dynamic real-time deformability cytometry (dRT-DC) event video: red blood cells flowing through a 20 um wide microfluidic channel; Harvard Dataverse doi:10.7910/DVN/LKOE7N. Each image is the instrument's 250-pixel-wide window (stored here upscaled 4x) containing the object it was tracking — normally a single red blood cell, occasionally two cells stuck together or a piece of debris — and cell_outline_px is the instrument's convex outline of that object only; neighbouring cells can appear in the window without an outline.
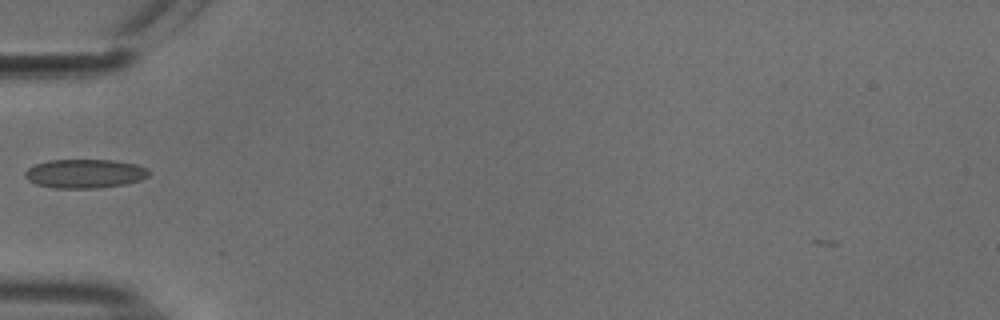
{"species": "common noctule bat (a hibernating species)", "species_latin": "Nyctalus noctula", "temperature_condition": "cold", "stored_images_in_passage": 36, "camera_frame_rate_fps": 3000, "um_per_image_px": 0.085, "animal": {"sex": "male", "body_mass_g": 18.8}, "frame": {"image": 1, "passage_image": 1, "time_ms": 0.0, "image_size_px": [1000, 320], "cell_outline_px": [[152, 172], [148, 176], [140, 180], [124, 184], [96, 188], [56, 188], [36, 184], [28, 180], [24, 176], [24, 172], [28, 168], [36, 164], [48, 160], [116, 160], [136, 164], [148, 168]], "centroid_in_image_um": [7.23, 14.75], "position_along_channel_um": 77.8, "area_um2": 20.98}}
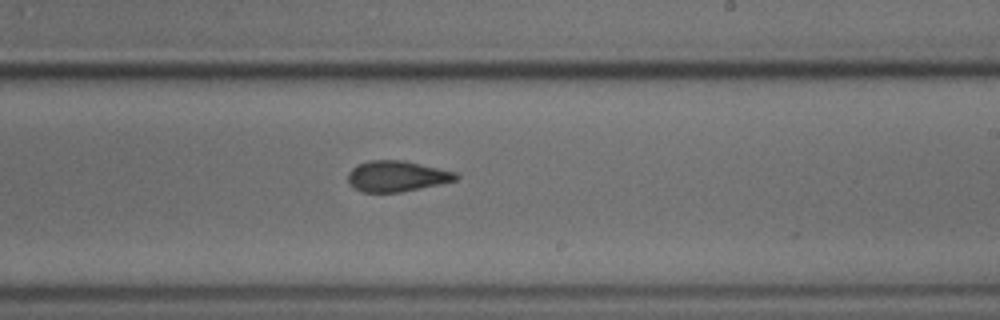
{"frame": {"image": 2, "passage_image": 15, "time_ms": 4.667, "image_size_px": [1000, 320], "cell_outline_px": [[460, 176], [456, 180], [440, 184], [400, 192], [360, 192], [352, 188], [348, 184], [348, 172], [356, 164], [368, 160], [404, 160], [456, 172]], "centroid_in_image_um": [33.68, 14.97], "position_along_channel_um": 255.3, "area_um2": 19.59}}
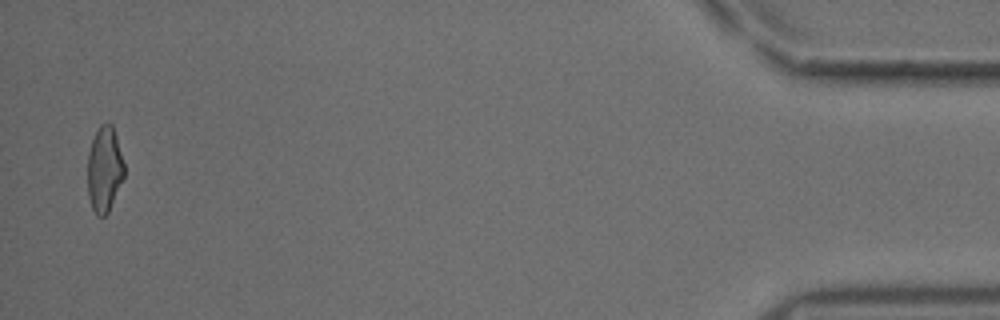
{"frame": {"image": 3, "passage_image": 35, "time_ms": 11.333, "image_size_px": [1000, 320], "cell_outline_px": [[124, 176], [108, 212], [104, 216], [96, 216], [92, 208], [88, 196], [88, 152], [92, 140], [100, 124], [108, 120], [112, 124], [116, 136], [124, 164]], "centroid_in_image_um": [8.87, 14.36], "position_along_channel_um": 426.3, "area_um2": 18.21}}